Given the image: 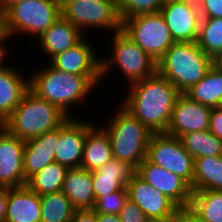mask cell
Masks as SVG:
<instances>
[{
    "instance_id": "obj_1",
    "label": "cell",
    "mask_w": 222,
    "mask_h": 222,
    "mask_svg": "<svg viewBox=\"0 0 222 222\" xmlns=\"http://www.w3.org/2000/svg\"><path fill=\"white\" fill-rule=\"evenodd\" d=\"M127 89L121 105L152 133H166L178 89L157 72Z\"/></svg>"
},
{
    "instance_id": "obj_2",
    "label": "cell",
    "mask_w": 222,
    "mask_h": 222,
    "mask_svg": "<svg viewBox=\"0 0 222 222\" xmlns=\"http://www.w3.org/2000/svg\"><path fill=\"white\" fill-rule=\"evenodd\" d=\"M100 81L101 76L70 74L47 64L29 76V89L39 98L58 106L69 117H76L69 114L70 108L88 100L86 98Z\"/></svg>"
},
{
    "instance_id": "obj_3",
    "label": "cell",
    "mask_w": 222,
    "mask_h": 222,
    "mask_svg": "<svg viewBox=\"0 0 222 222\" xmlns=\"http://www.w3.org/2000/svg\"><path fill=\"white\" fill-rule=\"evenodd\" d=\"M69 118L58 106L39 98L29 89L2 126L26 141L59 128Z\"/></svg>"
},
{
    "instance_id": "obj_4",
    "label": "cell",
    "mask_w": 222,
    "mask_h": 222,
    "mask_svg": "<svg viewBox=\"0 0 222 222\" xmlns=\"http://www.w3.org/2000/svg\"><path fill=\"white\" fill-rule=\"evenodd\" d=\"M212 66L213 58L197 42H175L158 60L157 73L184 94L204 78Z\"/></svg>"
},
{
    "instance_id": "obj_5",
    "label": "cell",
    "mask_w": 222,
    "mask_h": 222,
    "mask_svg": "<svg viewBox=\"0 0 222 222\" xmlns=\"http://www.w3.org/2000/svg\"><path fill=\"white\" fill-rule=\"evenodd\" d=\"M107 125L100 126L110 139L113 158L127 162L135 170L146 158L152 132L120 103Z\"/></svg>"
},
{
    "instance_id": "obj_6",
    "label": "cell",
    "mask_w": 222,
    "mask_h": 222,
    "mask_svg": "<svg viewBox=\"0 0 222 222\" xmlns=\"http://www.w3.org/2000/svg\"><path fill=\"white\" fill-rule=\"evenodd\" d=\"M110 58H101V80L111 69H120L128 85L151 77L157 72V63L122 30L113 33ZM115 67V68H114Z\"/></svg>"
},
{
    "instance_id": "obj_7",
    "label": "cell",
    "mask_w": 222,
    "mask_h": 222,
    "mask_svg": "<svg viewBox=\"0 0 222 222\" xmlns=\"http://www.w3.org/2000/svg\"><path fill=\"white\" fill-rule=\"evenodd\" d=\"M6 15L10 37L24 33L38 39L62 15L61 0H24L12 5Z\"/></svg>"
},
{
    "instance_id": "obj_8",
    "label": "cell",
    "mask_w": 222,
    "mask_h": 222,
    "mask_svg": "<svg viewBox=\"0 0 222 222\" xmlns=\"http://www.w3.org/2000/svg\"><path fill=\"white\" fill-rule=\"evenodd\" d=\"M121 30L138 44L156 63L175 43L160 12L124 19Z\"/></svg>"
},
{
    "instance_id": "obj_9",
    "label": "cell",
    "mask_w": 222,
    "mask_h": 222,
    "mask_svg": "<svg viewBox=\"0 0 222 222\" xmlns=\"http://www.w3.org/2000/svg\"><path fill=\"white\" fill-rule=\"evenodd\" d=\"M61 13L82 33L87 28L112 34L121 30L117 1L61 0Z\"/></svg>"
},
{
    "instance_id": "obj_10",
    "label": "cell",
    "mask_w": 222,
    "mask_h": 222,
    "mask_svg": "<svg viewBox=\"0 0 222 222\" xmlns=\"http://www.w3.org/2000/svg\"><path fill=\"white\" fill-rule=\"evenodd\" d=\"M146 158L184 179L193 191L194 158L186 151L178 137L153 133Z\"/></svg>"
},
{
    "instance_id": "obj_11",
    "label": "cell",
    "mask_w": 222,
    "mask_h": 222,
    "mask_svg": "<svg viewBox=\"0 0 222 222\" xmlns=\"http://www.w3.org/2000/svg\"><path fill=\"white\" fill-rule=\"evenodd\" d=\"M94 122L70 117L59 127V140L56 142L55 162L71 168L81 167L87 131Z\"/></svg>"
},
{
    "instance_id": "obj_12",
    "label": "cell",
    "mask_w": 222,
    "mask_h": 222,
    "mask_svg": "<svg viewBox=\"0 0 222 222\" xmlns=\"http://www.w3.org/2000/svg\"><path fill=\"white\" fill-rule=\"evenodd\" d=\"M128 198L134 202L151 222L168 221L179 208L172 200L136 173L127 183Z\"/></svg>"
},
{
    "instance_id": "obj_13",
    "label": "cell",
    "mask_w": 222,
    "mask_h": 222,
    "mask_svg": "<svg viewBox=\"0 0 222 222\" xmlns=\"http://www.w3.org/2000/svg\"><path fill=\"white\" fill-rule=\"evenodd\" d=\"M136 174L166 195L178 207H189L193 191L181 177L150 162L147 158L139 164Z\"/></svg>"
},
{
    "instance_id": "obj_14",
    "label": "cell",
    "mask_w": 222,
    "mask_h": 222,
    "mask_svg": "<svg viewBox=\"0 0 222 222\" xmlns=\"http://www.w3.org/2000/svg\"><path fill=\"white\" fill-rule=\"evenodd\" d=\"M25 141L0 127V187L26 185L24 172Z\"/></svg>"
},
{
    "instance_id": "obj_15",
    "label": "cell",
    "mask_w": 222,
    "mask_h": 222,
    "mask_svg": "<svg viewBox=\"0 0 222 222\" xmlns=\"http://www.w3.org/2000/svg\"><path fill=\"white\" fill-rule=\"evenodd\" d=\"M212 108L180 94L173 107L166 134L180 137L185 133L209 130Z\"/></svg>"
},
{
    "instance_id": "obj_16",
    "label": "cell",
    "mask_w": 222,
    "mask_h": 222,
    "mask_svg": "<svg viewBox=\"0 0 222 222\" xmlns=\"http://www.w3.org/2000/svg\"><path fill=\"white\" fill-rule=\"evenodd\" d=\"M86 36L76 45L57 54L50 65L59 71L80 76H101V56Z\"/></svg>"
},
{
    "instance_id": "obj_17",
    "label": "cell",
    "mask_w": 222,
    "mask_h": 222,
    "mask_svg": "<svg viewBox=\"0 0 222 222\" xmlns=\"http://www.w3.org/2000/svg\"><path fill=\"white\" fill-rule=\"evenodd\" d=\"M160 13L175 42H197L201 17L180 0H165Z\"/></svg>"
},
{
    "instance_id": "obj_18",
    "label": "cell",
    "mask_w": 222,
    "mask_h": 222,
    "mask_svg": "<svg viewBox=\"0 0 222 222\" xmlns=\"http://www.w3.org/2000/svg\"><path fill=\"white\" fill-rule=\"evenodd\" d=\"M135 173L136 170L131 165L116 158L92 171L95 202L103 196L126 188Z\"/></svg>"
},
{
    "instance_id": "obj_19",
    "label": "cell",
    "mask_w": 222,
    "mask_h": 222,
    "mask_svg": "<svg viewBox=\"0 0 222 222\" xmlns=\"http://www.w3.org/2000/svg\"><path fill=\"white\" fill-rule=\"evenodd\" d=\"M86 35L62 15L38 38L39 49L51 60L79 43ZM46 53V54H45Z\"/></svg>"
},
{
    "instance_id": "obj_20",
    "label": "cell",
    "mask_w": 222,
    "mask_h": 222,
    "mask_svg": "<svg viewBox=\"0 0 222 222\" xmlns=\"http://www.w3.org/2000/svg\"><path fill=\"white\" fill-rule=\"evenodd\" d=\"M59 128L25 141L24 172L25 180L38 173L46 165L55 162L56 142Z\"/></svg>"
},
{
    "instance_id": "obj_21",
    "label": "cell",
    "mask_w": 222,
    "mask_h": 222,
    "mask_svg": "<svg viewBox=\"0 0 222 222\" xmlns=\"http://www.w3.org/2000/svg\"><path fill=\"white\" fill-rule=\"evenodd\" d=\"M5 222H41V199L26 185L8 188Z\"/></svg>"
},
{
    "instance_id": "obj_22",
    "label": "cell",
    "mask_w": 222,
    "mask_h": 222,
    "mask_svg": "<svg viewBox=\"0 0 222 222\" xmlns=\"http://www.w3.org/2000/svg\"><path fill=\"white\" fill-rule=\"evenodd\" d=\"M29 90V78L22 76L20 69L5 66L0 70V124L12 114Z\"/></svg>"
},
{
    "instance_id": "obj_23",
    "label": "cell",
    "mask_w": 222,
    "mask_h": 222,
    "mask_svg": "<svg viewBox=\"0 0 222 222\" xmlns=\"http://www.w3.org/2000/svg\"><path fill=\"white\" fill-rule=\"evenodd\" d=\"M61 191L76 210L93 209L95 206L92 171L81 167L68 169Z\"/></svg>"
},
{
    "instance_id": "obj_24",
    "label": "cell",
    "mask_w": 222,
    "mask_h": 222,
    "mask_svg": "<svg viewBox=\"0 0 222 222\" xmlns=\"http://www.w3.org/2000/svg\"><path fill=\"white\" fill-rule=\"evenodd\" d=\"M112 158L113 152L108 134L94 124L86 133L81 168L94 171Z\"/></svg>"
},
{
    "instance_id": "obj_25",
    "label": "cell",
    "mask_w": 222,
    "mask_h": 222,
    "mask_svg": "<svg viewBox=\"0 0 222 222\" xmlns=\"http://www.w3.org/2000/svg\"><path fill=\"white\" fill-rule=\"evenodd\" d=\"M222 191V155L194 159L193 191Z\"/></svg>"
},
{
    "instance_id": "obj_26",
    "label": "cell",
    "mask_w": 222,
    "mask_h": 222,
    "mask_svg": "<svg viewBox=\"0 0 222 222\" xmlns=\"http://www.w3.org/2000/svg\"><path fill=\"white\" fill-rule=\"evenodd\" d=\"M191 100L216 108L222 100V72L214 66L198 83L184 93Z\"/></svg>"
},
{
    "instance_id": "obj_27",
    "label": "cell",
    "mask_w": 222,
    "mask_h": 222,
    "mask_svg": "<svg viewBox=\"0 0 222 222\" xmlns=\"http://www.w3.org/2000/svg\"><path fill=\"white\" fill-rule=\"evenodd\" d=\"M68 168L52 162L26 181V186L39 196L62 190Z\"/></svg>"
},
{
    "instance_id": "obj_28",
    "label": "cell",
    "mask_w": 222,
    "mask_h": 222,
    "mask_svg": "<svg viewBox=\"0 0 222 222\" xmlns=\"http://www.w3.org/2000/svg\"><path fill=\"white\" fill-rule=\"evenodd\" d=\"M189 207L201 222H222V191H193Z\"/></svg>"
},
{
    "instance_id": "obj_29",
    "label": "cell",
    "mask_w": 222,
    "mask_h": 222,
    "mask_svg": "<svg viewBox=\"0 0 222 222\" xmlns=\"http://www.w3.org/2000/svg\"><path fill=\"white\" fill-rule=\"evenodd\" d=\"M179 139L194 159L222 155V139L216 137L209 130L185 133Z\"/></svg>"
},
{
    "instance_id": "obj_30",
    "label": "cell",
    "mask_w": 222,
    "mask_h": 222,
    "mask_svg": "<svg viewBox=\"0 0 222 222\" xmlns=\"http://www.w3.org/2000/svg\"><path fill=\"white\" fill-rule=\"evenodd\" d=\"M40 199L41 222H71L76 209L62 191L44 194Z\"/></svg>"
},
{
    "instance_id": "obj_31",
    "label": "cell",
    "mask_w": 222,
    "mask_h": 222,
    "mask_svg": "<svg viewBox=\"0 0 222 222\" xmlns=\"http://www.w3.org/2000/svg\"><path fill=\"white\" fill-rule=\"evenodd\" d=\"M198 46L211 58L222 51V18H201Z\"/></svg>"
},
{
    "instance_id": "obj_32",
    "label": "cell",
    "mask_w": 222,
    "mask_h": 222,
    "mask_svg": "<svg viewBox=\"0 0 222 222\" xmlns=\"http://www.w3.org/2000/svg\"><path fill=\"white\" fill-rule=\"evenodd\" d=\"M165 0H117L118 14L124 19L140 14L158 13Z\"/></svg>"
},
{
    "instance_id": "obj_33",
    "label": "cell",
    "mask_w": 222,
    "mask_h": 222,
    "mask_svg": "<svg viewBox=\"0 0 222 222\" xmlns=\"http://www.w3.org/2000/svg\"><path fill=\"white\" fill-rule=\"evenodd\" d=\"M128 199L127 188L99 198L93 210L96 214H119Z\"/></svg>"
},
{
    "instance_id": "obj_34",
    "label": "cell",
    "mask_w": 222,
    "mask_h": 222,
    "mask_svg": "<svg viewBox=\"0 0 222 222\" xmlns=\"http://www.w3.org/2000/svg\"><path fill=\"white\" fill-rule=\"evenodd\" d=\"M118 215L121 222H151L144 212L129 198Z\"/></svg>"
},
{
    "instance_id": "obj_35",
    "label": "cell",
    "mask_w": 222,
    "mask_h": 222,
    "mask_svg": "<svg viewBox=\"0 0 222 222\" xmlns=\"http://www.w3.org/2000/svg\"><path fill=\"white\" fill-rule=\"evenodd\" d=\"M209 131L222 139V109L219 106L211 110Z\"/></svg>"
},
{
    "instance_id": "obj_36",
    "label": "cell",
    "mask_w": 222,
    "mask_h": 222,
    "mask_svg": "<svg viewBox=\"0 0 222 222\" xmlns=\"http://www.w3.org/2000/svg\"><path fill=\"white\" fill-rule=\"evenodd\" d=\"M201 18H222V0H205Z\"/></svg>"
},
{
    "instance_id": "obj_37",
    "label": "cell",
    "mask_w": 222,
    "mask_h": 222,
    "mask_svg": "<svg viewBox=\"0 0 222 222\" xmlns=\"http://www.w3.org/2000/svg\"><path fill=\"white\" fill-rule=\"evenodd\" d=\"M168 222H201L190 207H179Z\"/></svg>"
},
{
    "instance_id": "obj_38",
    "label": "cell",
    "mask_w": 222,
    "mask_h": 222,
    "mask_svg": "<svg viewBox=\"0 0 222 222\" xmlns=\"http://www.w3.org/2000/svg\"><path fill=\"white\" fill-rule=\"evenodd\" d=\"M71 222H97L93 209L75 210Z\"/></svg>"
},
{
    "instance_id": "obj_39",
    "label": "cell",
    "mask_w": 222,
    "mask_h": 222,
    "mask_svg": "<svg viewBox=\"0 0 222 222\" xmlns=\"http://www.w3.org/2000/svg\"><path fill=\"white\" fill-rule=\"evenodd\" d=\"M10 35L7 28L6 12L0 9V41H9Z\"/></svg>"
},
{
    "instance_id": "obj_40",
    "label": "cell",
    "mask_w": 222,
    "mask_h": 222,
    "mask_svg": "<svg viewBox=\"0 0 222 222\" xmlns=\"http://www.w3.org/2000/svg\"><path fill=\"white\" fill-rule=\"evenodd\" d=\"M184 4H187V6L197 15L200 17L203 16V7L205 0H180Z\"/></svg>"
},
{
    "instance_id": "obj_41",
    "label": "cell",
    "mask_w": 222,
    "mask_h": 222,
    "mask_svg": "<svg viewBox=\"0 0 222 222\" xmlns=\"http://www.w3.org/2000/svg\"><path fill=\"white\" fill-rule=\"evenodd\" d=\"M8 188L0 187V222H5Z\"/></svg>"
},
{
    "instance_id": "obj_42",
    "label": "cell",
    "mask_w": 222,
    "mask_h": 222,
    "mask_svg": "<svg viewBox=\"0 0 222 222\" xmlns=\"http://www.w3.org/2000/svg\"><path fill=\"white\" fill-rule=\"evenodd\" d=\"M97 222H121L117 214H96Z\"/></svg>"
},
{
    "instance_id": "obj_43",
    "label": "cell",
    "mask_w": 222,
    "mask_h": 222,
    "mask_svg": "<svg viewBox=\"0 0 222 222\" xmlns=\"http://www.w3.org/2000/svg\"><path fill=\"white\" fill-rule=\"evenodd\" d=\"M5 43H7V42L6 41H0V70L3 69L5 66H7L6 64L3 65V62H2V61L5 60L4 57L9 55L8 54L9 50H8L7 46H5Z\"/></svg>"
},
{
    "instance_id": "obj_44",
    "label": "cell",
    "mask_w": 222,
    "mask_h": 222,
    "mask_svg": "<svg viewBox=\"0 0 222 222\" xmlns=\"http://www.w3.org/2000/svg\"><path fill=\"white\" fill-rule=\"evenodd\" d=\"M21 1L24 0H0V9L6 12L12 5Z\"/></svg>"
},
{
    "instance_id": "obj_45",
    "label": "cell",
    "mask_w": 222,
    "mask_h": 222,
    "mask_svg": "<svg viewBox=\"0 0 222 222\" xmlns=\"http://www.w3.org/2000/svg\"><path fill=\"white\" fill-rule=\"evenodd\" d=\"M213 66L220 72H222V51H220L215 57H213Z\"/></svg>"
},
{
    "instance_id": "obj_46",
    "label": "cell",
    "mask_w": 222,
    "mask_h": 222,
    "mask_svg": "<svg viewBox=\"0 0 222 222\" xmlns=\"http://www.w3.org/2000/svg\"><path fill=\"white\" fill-rule=\"evenodd\" d=\"M90 1H117V0H90Z\"/></svg>"
},
{
    "instance_id": "obj_47",
    "label": "cell",
    "mask_w": 222,
    "mask_h": 222,
    "mask_svg": "<svg viewBox=\"0 0 222 222\" xmlns=\"http://www.w3.org/2000/svg\"><path fill=\"white\" fill-rule=\"evenodd\" d=\"M219 107L222 109V100H221V103H220Z\"/></svg>"
}]
</instances>
